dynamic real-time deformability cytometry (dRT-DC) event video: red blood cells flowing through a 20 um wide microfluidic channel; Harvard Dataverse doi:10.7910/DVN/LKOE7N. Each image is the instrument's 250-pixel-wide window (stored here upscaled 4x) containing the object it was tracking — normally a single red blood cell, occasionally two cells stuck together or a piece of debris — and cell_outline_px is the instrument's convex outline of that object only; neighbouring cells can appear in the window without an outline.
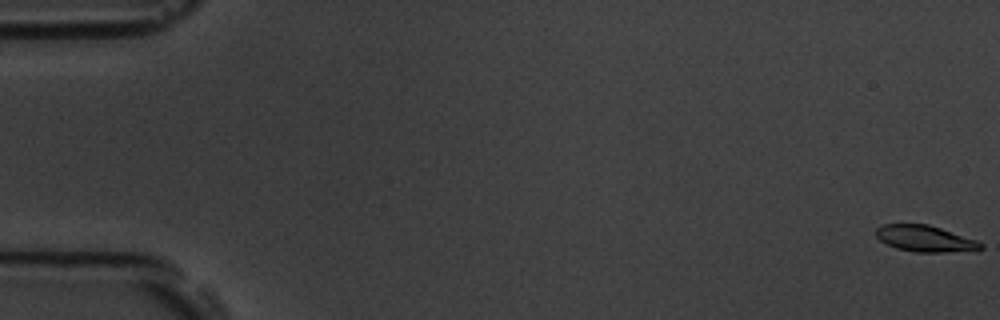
{"species": "common noctule bat (a hibernating species)", "species_latin": "Nyctalus noctula", "temperature_condition": "room temperature", "stored_images_in_passage": 14, "camera_frame_rate_fps": 3000, "um_per_image_px": 0.085, "animal": {"sex": "male", "body_mass_g": 19.5, "forearm_length_mm": 54.6}, "frame": {"image": 1, "passage_image": 1, "time_ms": 0.0, "image_size_px": [1000, 320], "cell_outline_px": [[984, 248], [944, 252], [916, 252], [896, 248], [880, 240], [876, 236], [876, 228], [884, 224], [928, 224], [976, 240], [984, 244]], "centroid_in_image_um": [78.6, 20.27], "position_along_channel_um": 6.4, "area_um2": 15.72}}